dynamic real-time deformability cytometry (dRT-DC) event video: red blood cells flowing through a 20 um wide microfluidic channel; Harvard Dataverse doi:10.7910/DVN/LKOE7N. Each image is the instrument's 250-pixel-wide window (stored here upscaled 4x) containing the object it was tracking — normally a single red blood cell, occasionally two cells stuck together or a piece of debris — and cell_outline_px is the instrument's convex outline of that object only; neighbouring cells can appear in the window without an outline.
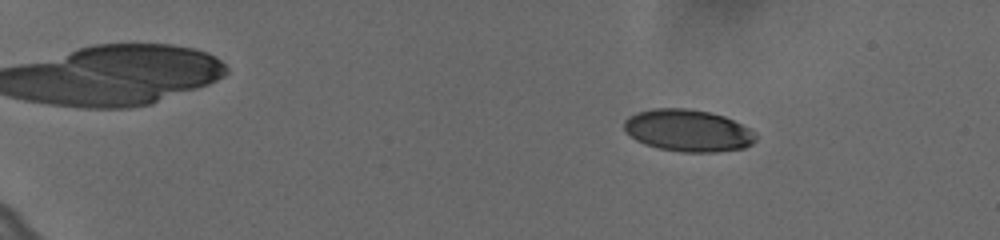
{"species": "human", "species_latin": "Homo sapiens", "temperature_condition": "cold", "stored_images_in_passage": 59, "camera_frame_rate_fps": 3000, "um_per_image_px": 0.085, "donor": {"sex": "female"}, "frame": {"image": 1, "passage_image": 10, "time_ms": 3.0, "image_size_px": [1000, 240], "cell_outline_px": [[756, 140], [752, 144], [744, 148], [716, 152], [680, 152], [660, 148], [644, 144], [636, 140], [624, 132], [624, 120], [628, 116], [636, 112], [652, 108], [688, 108], [708, 112], [724, 116], [756, 132]], "centroid_in_image_um": [58.45, 11.09], "position_along_channel_um": 26.6, "area_um2": 32.43}}
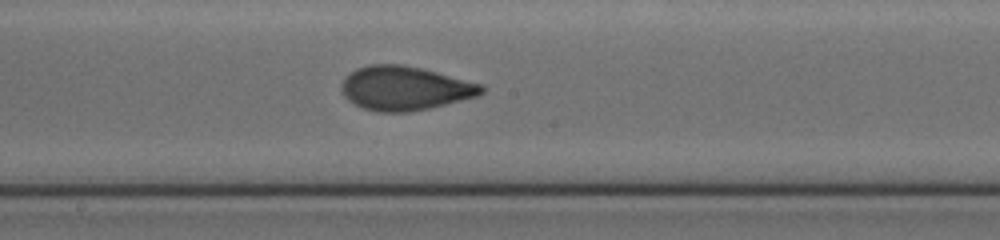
{"frame": {"image": 2, "passage_image": 36, "time_ms": 11.667, "image_size_px": [1000, 240], "cell_outline_px": [[484, 92], [480, 96], [428, 108], [408, 112], [380, 112], [364, 108], [348, 100], [344, 96], [340, 88], [340, 84], [344, 76], [356, 68], [368, 64], [400, 64], [420, 68], [484, 84]], "centroid_in_image_um": [34.4, 7.49], "position_along_channel_um": 213.8, "area_um2": 36.07}}
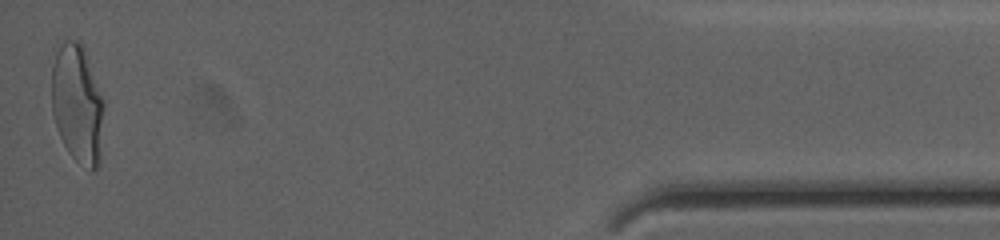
{"frame": {"image": 3, "passage_image": 59, "time_ms": 19.333, "image_size_px": [1000, 240], "cell_outline_px": [[104, 108], [100, 164], [92, 172], [76, 160], [68, 152], [60, 136], [52, 112], [52, 68], [56, 52], [64, 40], [80, 40], [84, 48], [104, 100]], "centroid_in_image_um": [6.6, 8.84], "position_along_channel_um": 428.6, "area_um2": 36.36}, "authors_computed_cell_mechanics": {"area_um2": 34.391, "velocity_mm_per_s": 3.634, "shape_relaxation_time_tau1_ms": 5.6738, "shape_relaxation_time_tau2_ms": 0.8997, "deformation_change_tau1": 0.1716, "deformation_change_tau2": 0.0581}}